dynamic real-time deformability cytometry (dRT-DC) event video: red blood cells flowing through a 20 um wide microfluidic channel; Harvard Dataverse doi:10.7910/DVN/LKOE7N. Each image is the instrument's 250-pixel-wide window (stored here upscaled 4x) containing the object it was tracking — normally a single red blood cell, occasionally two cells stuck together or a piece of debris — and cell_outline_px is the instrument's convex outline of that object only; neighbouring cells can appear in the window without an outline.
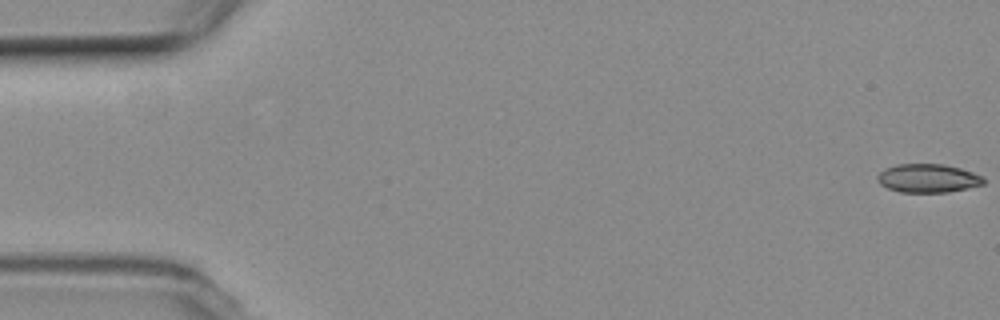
{"species": "common noctule bat (a hibernating species)", "species_latin": "Nyctalus noctula", "temperature_condition": "room temperature", "stored_images_in_passage": 55, "camera_frame_rate_fps": 3000, "um_per_image_px": 0.085, "animal": {"sex": "female", "body_mass_g": 19.3, "forearm_length_mm": 54.1}, "frame": {"image": 1, "passage_image": 1, "time_ms": 0.0, "image_size_px": [1000, 320], "cell_outline_px": [[984, 184], [968, 188], [948, 192], [900, 192], [888, 188], [880, 184], [876, 176], [880, 172], [888, 168], [900, 164], [944, 164], [960, 168], [984, 176]], "centroid_in_image_um": [78.91, 15.15], "position_along_channel_um": 6.1, "area_um2": 17.57}}
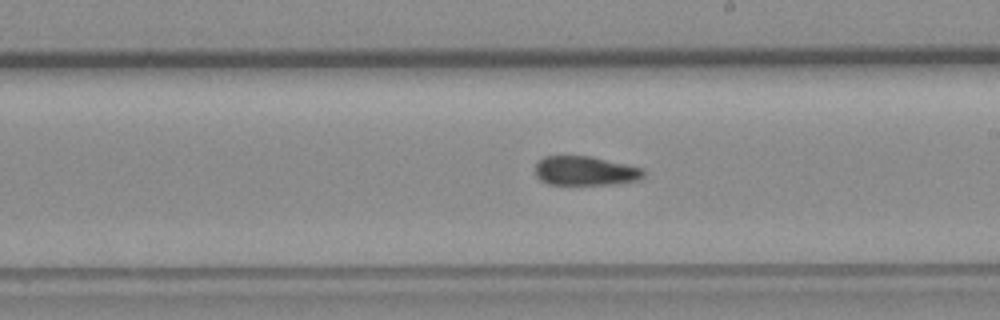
{"frame": {"image": 2, "passage_image": 32, "time_ms": 10.333, "image_size_px": [1000, 320], "cell_outline_px": [[648, 172], [640, 180], [616, 184], [548, 184], [540, 180], [536, 176], [536, 164], [544, 156], [592, 156], [628, 164], [644, 168]], "centroid_in_image_um": [49.82, 14.52], "position_along_channel_um": 239.2, "area_um2": 18.73}}
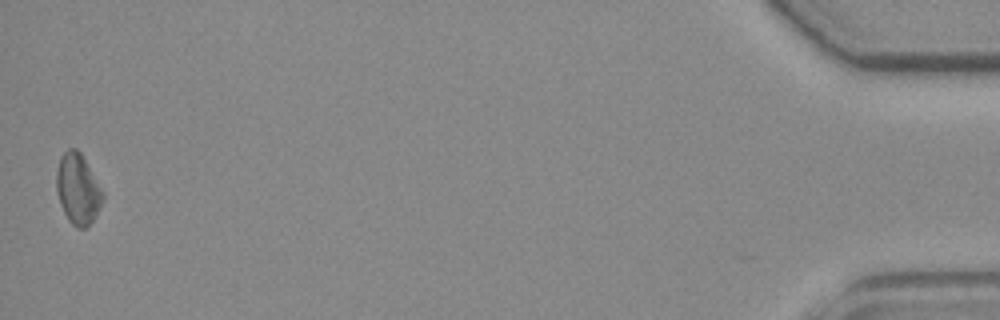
{"frame": {"image": 3, "passage_image": 55, "time_ms": 18.0, "image_size_px": [1000, 320], "cell_outline_px": [[104, 200], [92, 220], [84, 228], [76, 228], [68, 220], [60, 204], [56, 188], [56, 172], [60, 156], [68, 148], [76, 148], [80, 152], [104, 192]], "centroid_in_image_um": [6.61, 16.05], "position_along_channel_um": 428.6, "area_um2": 18.96}}